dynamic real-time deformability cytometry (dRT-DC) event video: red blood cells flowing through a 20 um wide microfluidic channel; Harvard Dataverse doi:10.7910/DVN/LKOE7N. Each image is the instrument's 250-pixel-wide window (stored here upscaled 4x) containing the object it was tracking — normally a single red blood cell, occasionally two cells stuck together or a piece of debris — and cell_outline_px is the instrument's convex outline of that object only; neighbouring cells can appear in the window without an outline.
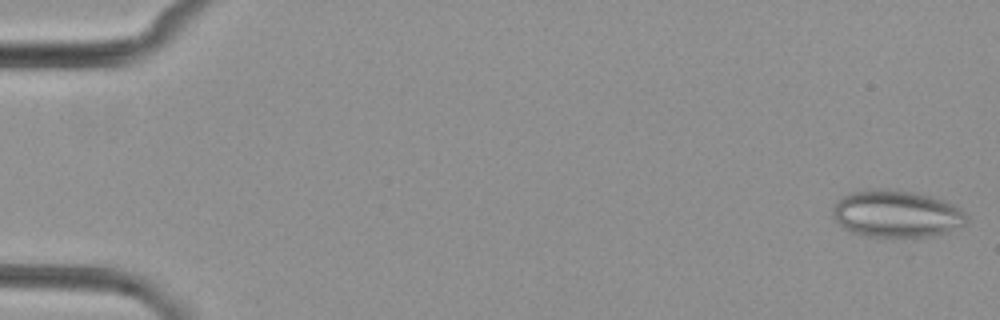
{"species": "common noctule bat (a hibernating species)", "species_latin": "Nyctalus noctula", "temperature_condition": "cold", "stored_images_in_passage": 6, "camera_frame_rate_fps": 3000, "um_per_image_px": 0.085, "animal": {"sex": "female", "body_mass_g": 29.2, "forearm_length_mm": 56.3}, "frame": {"image": 1, "passage_image": 1, "time_ms": 0.0, "image_size_px": [1000, 320], "cell_outline_px": [[968, 220], [964, 224], [948, 232], [932, 236], [864, 236], [852, 232], [844, 228], [832, 216], [832, 208], [836, 200], [852, 192], [912, 192], [932, 196], [944, 200], [952, 204], [964, 212]], "centroid_in_image_um": [76.21, 18.22], "position_along_channel_um": 8.8, "area_um2": 35.66}}